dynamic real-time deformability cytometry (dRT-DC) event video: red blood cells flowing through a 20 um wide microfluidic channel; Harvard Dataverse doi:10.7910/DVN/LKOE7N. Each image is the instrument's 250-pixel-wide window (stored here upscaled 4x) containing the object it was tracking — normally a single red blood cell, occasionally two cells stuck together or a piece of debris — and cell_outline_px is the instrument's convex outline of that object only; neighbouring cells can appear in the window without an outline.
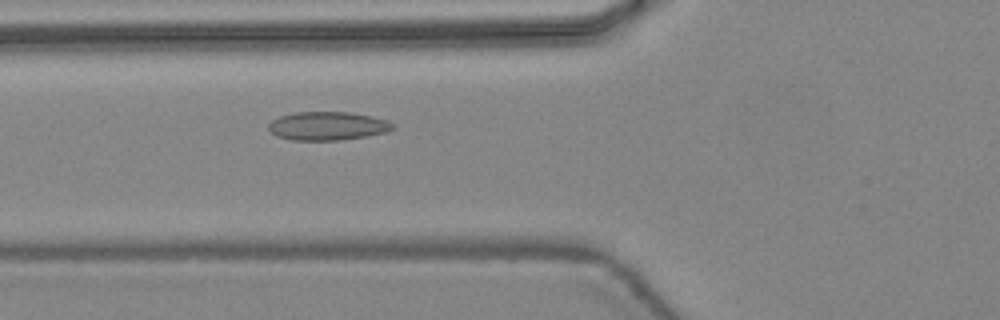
{"species": "common noctule bat (a hibernating species)", "species_latin": "Nyctalus noctula", "temperature_condition": "warm", "stored_images_in_passage": 26, "camera_frame_rate_fps": 3000, "um_per_image_px": 0.085, "animal": {"sex": "female", "body_mass_g": 24.6, "forearm_length_mm": 56.2}, "frame": {"image": 1, "passage_image": 5, "time_ms": 1.333, "image_size_px": [1000, 320], "cell_outline_px": [[396, 128], [384, 132], [368, 136], [340, 140], [292, 140], [276, 136], [268, 128], [268, 124], [272, 120], [280, 116], [296, 112], [348, 112], [372, 116], [396, 124]], "centroid_in_image_um": [27.85, 10.71], "position_along_channel_um": 98.0, "area_um2": 20.63}}
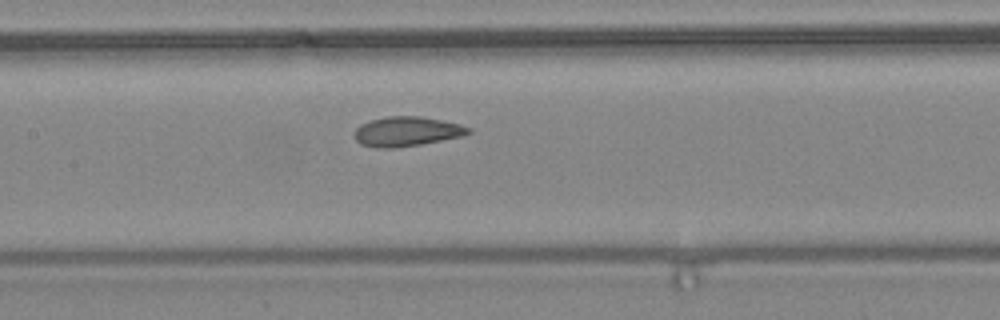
{"frame": {"image": 2, "passage_image": 10, "time_ms": 3.0, "image_size_px": [1000, 320], "cell_outline_px": [[472, 132], [464, 136], [420, 144], [392, 148], [376, 148], [360, 144], [356, 140], [352, 132], [360, 124], [372, 120], [388, 116], [420, 116], [460, 124], [472, 128]], "centroid_in_image_um": [34.56, 11.18], "position_along_channel_um": 172.8, "area_um2": 19.77}}
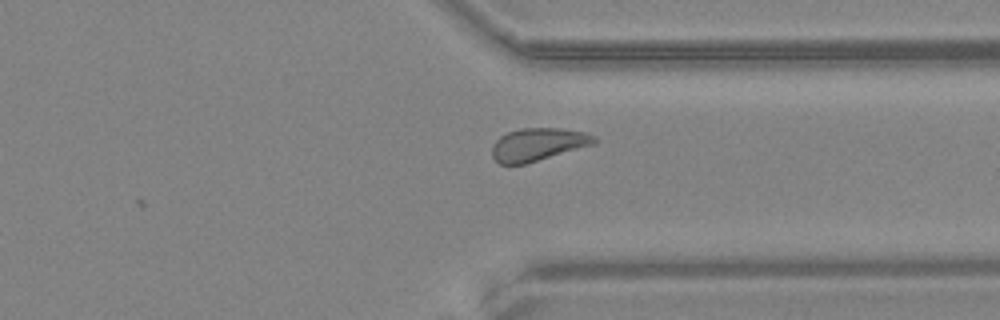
{"frame": {"image": 3, "passage_image": 23, "time_ms": 7.333, "image_size_px": [1000, 320], "cell_outline_px": [[600, 140], [596, 144], [524, 164], [500, 164], [492, 156], [492, 144], [500, 136], [508, 132], [520, 128], [560, 128], [588, 132], [596, 136]], "centroid_in_image_um": [45.79, 12.26], "position_along_channel_um": 365.6, "area_um2": 19.77}, "authors_computed_cell_mechanics": {"area_um2": 19.4497, "velocity_mm_per_s": 4.4525, "shape_relaxation_time_tau1_ms": 6.0936, "shape_relaxation_time_tau2_ms": 1.772, "deformation_change_tau1": 0.1329, "deformation_change_tau2": 0.0596}}